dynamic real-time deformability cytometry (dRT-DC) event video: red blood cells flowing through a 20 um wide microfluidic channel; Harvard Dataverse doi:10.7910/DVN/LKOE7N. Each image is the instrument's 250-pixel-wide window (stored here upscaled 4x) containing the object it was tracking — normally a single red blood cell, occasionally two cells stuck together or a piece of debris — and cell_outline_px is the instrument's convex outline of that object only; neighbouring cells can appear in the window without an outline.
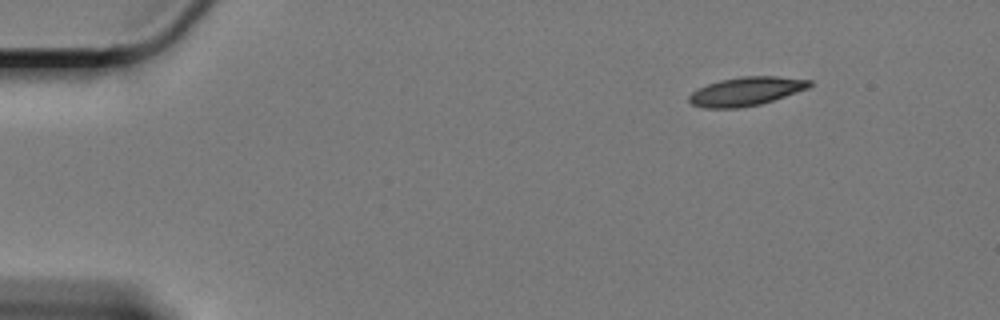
{"species": "Egyptian fruit bat (a non-hibernating species)", "species_latin": "Rousettus aegyptiacus", "temperature_condition": "cold", "stored_images_in_passage": 54, "camera_frame_rate_fps": 3000, "um_per_image_px": 0.085, "animal": {"sex": "female"}, "frame": {"image": 1, "passage_image": 1, "time_ms": 0.0, "image_size_px": [1000, 320], "cell_outline_px": [[812, 84], [808, 88], [760, 104], [740, 108], [704, 108], [692, 104], [688, 100], [688, 96], [692, 92], [708, 84], [720, 80], [740, 76], [776, 76], [812, 80]], "centroid_in_image_um": [63.4, 7.76], "position_along_channel_um": 21.6, "area_um2": 20.0}}
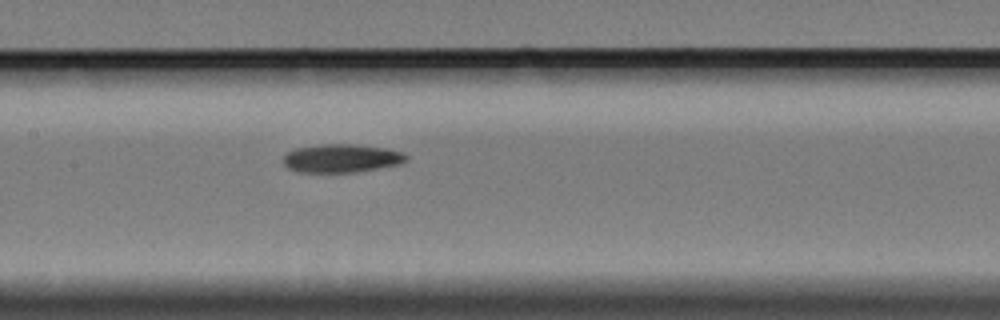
{"frame": {"image": 2, "passage_image": 23, "time_ms": 7.333, "image_size_px": [1000, 320], "cell_outline_px": [[408, 160], [404, 164], [356, 172], [296, 172], [288, 168], [284, 164], [284, 156], [288, 152], [296, 148], [320, 144], [352, 144], [388, 148], [404, 152], [408, 156]], "centroid_in_image_um": [29.1, 13.45], "position_along_channel_um": 178.3, "area_um2": 20.63}}
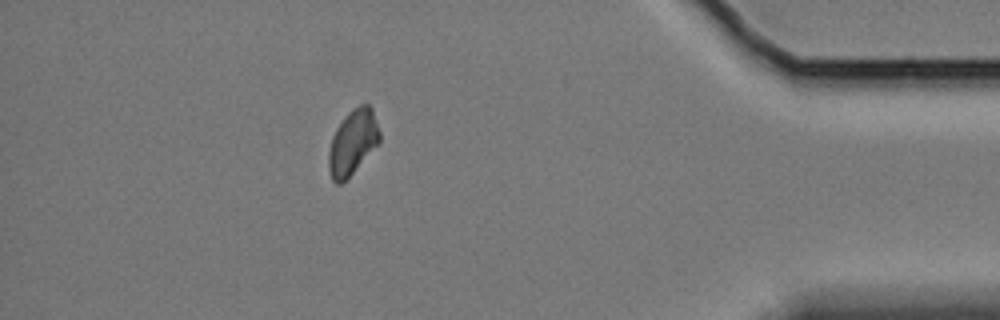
{"frame": {"image": 3, "passage_image": 47, "time_ms": 15.333, "image_size_px": [1000, 320], "cell_outline_px": [[380, 140], [352, 172], [340, 184], [336, 184], [332, 180], [328, 168], [328, 152], [332, 136], [336, 128], [344, 116], [352, 108], [360, 104], [368, 104], [372, 108], [380, 132]], "centroid_in_image_um": [29.95, 12.05], "position_along_channel_um": 405.3, "area_um2": 18.96}}